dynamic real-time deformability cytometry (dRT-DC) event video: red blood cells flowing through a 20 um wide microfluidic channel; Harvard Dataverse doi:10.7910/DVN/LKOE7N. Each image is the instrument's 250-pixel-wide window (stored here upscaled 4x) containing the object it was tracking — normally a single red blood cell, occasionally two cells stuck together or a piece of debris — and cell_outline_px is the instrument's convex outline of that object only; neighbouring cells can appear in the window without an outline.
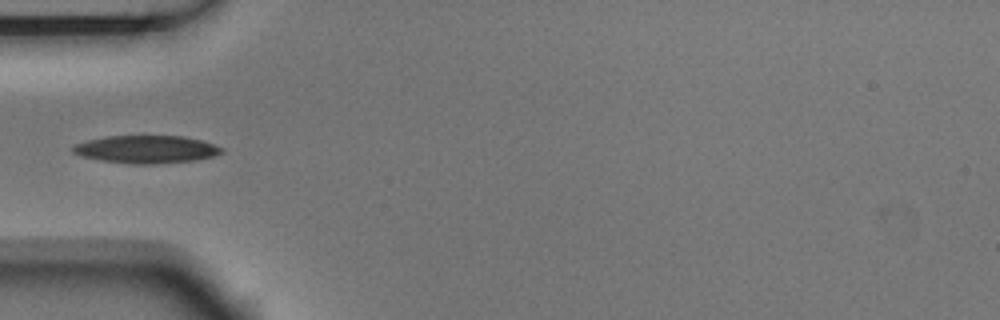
{"species": "Egyptian fruit bat (a non-hibernating species)", "species_latin": "Rousettus aegyptiacus", "temperature_condition": "room temperature", "stored_images_in_passage": 6, "camera_frame_rate_fps": 3000, "um_per_image_px": 0.085, "animal": {"sex": "male"}, "frame": {"image": 1, "passage_image": 6, "time_ms": 1.667, "image_size_px": [1000, 320], "cell_outline_px": [[224, 152], [212, 156], [196, 160], [152, 164], [132, 164], [100, 160], [80, 156], [72, 152], [72, 148], [76, 144], [88, 140], [108, 136], [184, 136], [200, 140], [224, 148]], "centroid_in_image_um": [12.43, 12.69], "position_along_channel_um": 72.6, "area_um2": 23.93}}